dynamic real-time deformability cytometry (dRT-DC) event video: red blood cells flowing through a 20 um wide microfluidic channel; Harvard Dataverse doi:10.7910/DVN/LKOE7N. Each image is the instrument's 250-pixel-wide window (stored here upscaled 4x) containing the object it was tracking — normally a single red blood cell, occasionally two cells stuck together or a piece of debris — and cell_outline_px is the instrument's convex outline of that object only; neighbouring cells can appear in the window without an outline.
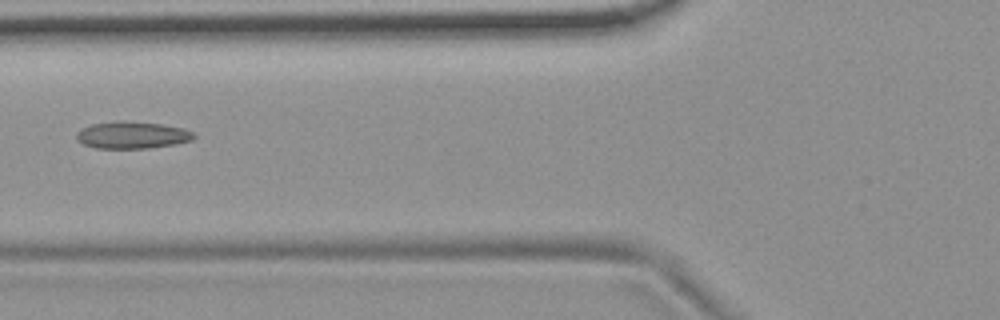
{"species": "common noctule bat (a hibernating species)", "species_latin": "Nyctalus noctula", "temperature_condition": "room temperature", "stored_images_in_passage": 8, "camera_frame_rate_fps": 3000, "um_per_image_px": 0.085, "animal": {"sex": "female", "body_mass_g": 19.9}, "frame": {"image": 1, "passage_image": 5, "time_ms": 4.667, "image_size_px": [1000, 320], "cell_outline_px": [[196, 136], [192, 140], [172, 144], [148, 148], [96, 148], [84, 144], [76, 140], [76, 132], [92, 124], [116, 120], [124, 120], [160, 124], [184, 128], [192, 132]], "centroid_in_image_um": [11.21, 11.47], "position_along_channel_um": 114.6, "area_um2": 18.44}}
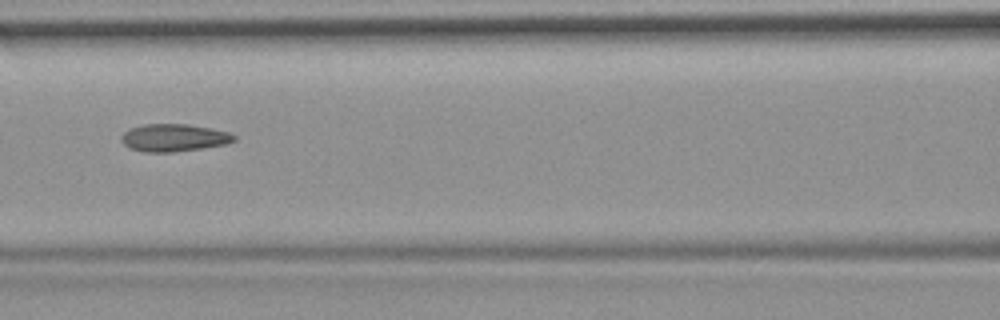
{"frame": {"image": 2, "passage_image": 6, "time_ms": 5.667, "image_size_px": [1000, 320], "cell_outline_px": [[236, 140], [224, 144], [200, 148], [172, 152], [144, 152], [128, 148], [120, 140], [120, 136], [124, 132], [132, 128], [144, 124], [188, 124], [212, 128], [228, 132], [236, 136]], "centroid_in_image_um": [14.75, 11.7], "position_along_channel_um": 151.9, "area_um2": 18.03}}